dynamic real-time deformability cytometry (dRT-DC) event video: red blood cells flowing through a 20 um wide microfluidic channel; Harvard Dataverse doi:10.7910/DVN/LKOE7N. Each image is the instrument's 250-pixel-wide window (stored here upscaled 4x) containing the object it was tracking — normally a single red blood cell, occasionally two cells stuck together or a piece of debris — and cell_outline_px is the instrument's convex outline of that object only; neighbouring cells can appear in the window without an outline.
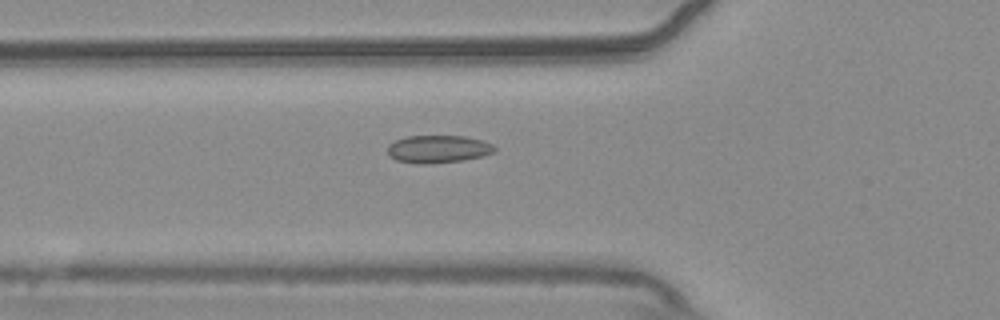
{"species": "common noctule bat (a hibernating species)", "species_latin": "Nyctalus noctula", "temperature_condition": "warm", "stored_images_in_passage": 55, "camera_frame_rate_fps": 3000, "um_per_image_px": 0.085, "animal": {"sex": "male", "body_mass_g": 20.4}, "frame": {"image": 1, "passage_image": 20, "time_ms": 6.333, "image_size_px": [1000, 320], "cell_outline_px": [[496, 148], [492, 152], [480, 156], [460, 160], [424, 164], [396, 160], [388, 156], [388, 144], [404, 136], [464, 136], [480, 140], [492, 144]], "centroid_in_image_um": [37.17, 12.65], "position_along_channel_um": 88.6, "area_um2": 16.94}}
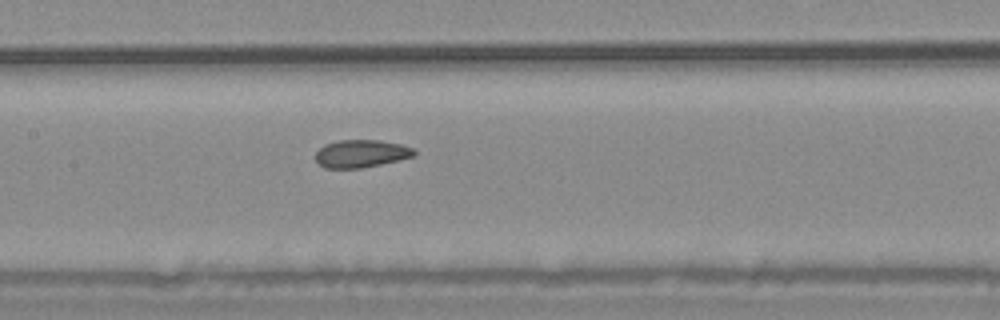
{"frame": {"image": 2, "passage_image": 27, "time_ms": 8.667, "image_size_px": [1000, 320], "cell_outline_px": [[416, 156], [400, 160], [360, 168], [324, 168], [316, 160], [316, 152], [324, 144], [340, 140], [380, 140], [400, 144], [412, 148], [416, 152]], "centroid_in_image_um": [30.71, 13.05], "position_along_channel_um": 176.7, "area_um2": 15.9}}
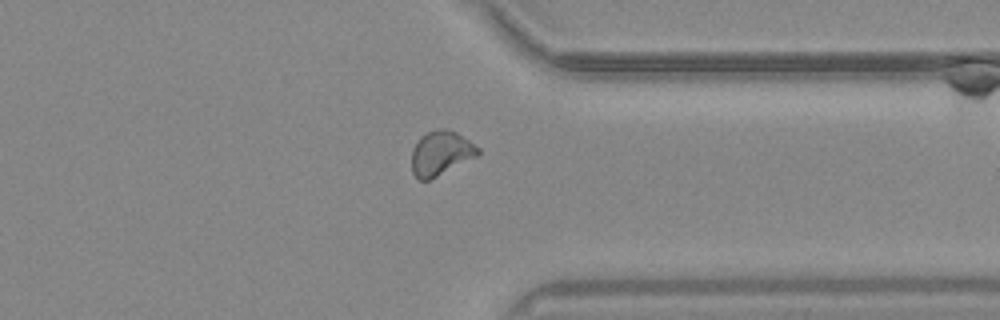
{"frame": {"image": 3, "passage_image": 43, "time_ms": 14.0, "image_size_px": [1000, 320], "cell_outline_px": [[480, 152], [476, 156], [428, 180], [420, 180], [412, 172], [412, 148], [420, 136], [428, 132], [444, 128], [456, 132], [480, 148]], "centroid_in_image_um": [37.44, 13.0], "position_along_channel_um": 374.0, "area_um2": 16.76}, "authors_computed_cell_mechanics": {"area_um2": 16.9354, "velocity_mm_per_s": 3.744, "shape_relaxation_time_tau1_ms": 8.6789, "shape_relaxation_time_tau2_ms": 1.5407, "deformation_change_tau1": 0.1462, "deformation_change_tau2": 0.0713}}